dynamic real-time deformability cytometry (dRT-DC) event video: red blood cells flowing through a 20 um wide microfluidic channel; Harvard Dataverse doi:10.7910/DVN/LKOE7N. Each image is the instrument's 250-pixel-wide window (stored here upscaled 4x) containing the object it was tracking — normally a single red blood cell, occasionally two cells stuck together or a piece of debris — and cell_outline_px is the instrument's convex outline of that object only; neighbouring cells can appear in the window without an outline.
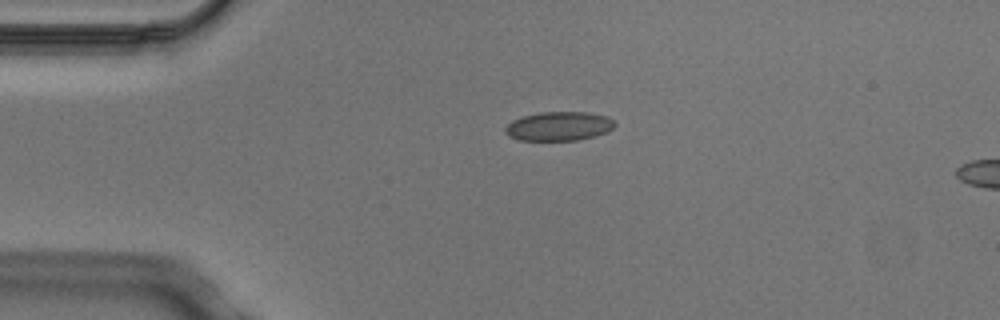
{"species": "Egyptian fruit bat (a non-hibernating species)", "species_latin": "Rousettus aegyptiacus", "temperature_condition": "cold", "stored_images_in_passage": 2, "camera_frame_rate_fps": 3000, "um_per_image_px": 0.085, "animal": {"sex": "male"}, "frame": {"image": 1, "passage_image": 1, "time_ms": 0.0, "image_size_px": [1000, 320], "cell_outline_px": [[616, 124], [608, 132], [596, 136], [576, 140], [520, 140], [508, 136], [504, 132], [504, 128], [512, 120], [524, 116], [540, 112], [588, 112], [608, 116]], "centroid_in_image_um": [47.51, 10.73], "position_along_channel_um": 37.5, "area_um2": 18.61}}